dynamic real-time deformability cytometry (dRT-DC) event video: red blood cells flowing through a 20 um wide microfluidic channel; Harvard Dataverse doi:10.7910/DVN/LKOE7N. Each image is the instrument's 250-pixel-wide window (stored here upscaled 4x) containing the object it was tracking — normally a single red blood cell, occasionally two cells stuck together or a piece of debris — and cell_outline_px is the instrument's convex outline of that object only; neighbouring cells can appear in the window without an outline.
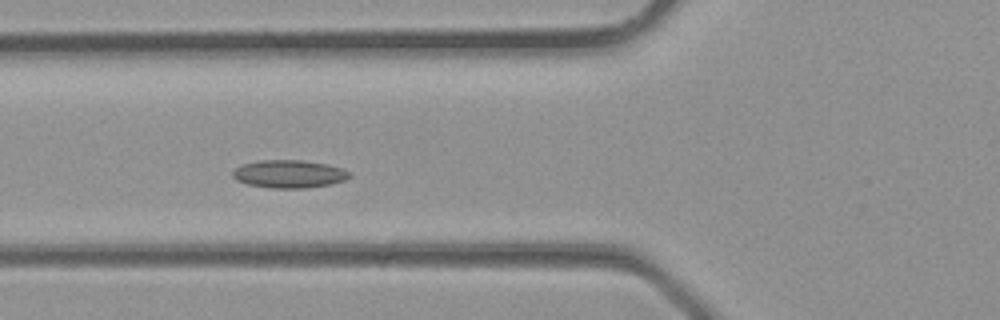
{"species": "common noctule bat (a hibernating species)", "species_latin": "Nyctalus noctula", "temperature_condition": "room temperature", "stored_images_in_passage": 13, "camera_frame_rate_fps": 3000, "um_per_image_px": 0.085, "animal": {"sex": "male", "body_mass_g": 23.1, "forearm_length_mm": 52.7}, "frame": {"image": 1, "passage_image": 11, "time_ms": 3.333, "image_size_px": [1000, 320], "cell_outline_px": [[352, 176], [344, 180], [328, 184], [304, 188], [272, 188], [248, 184], [236, 180], [232, 176], [232, 172], [236, 168], [244, 164], [260, 160], [300, 160], [324, 164], [340, 168], [352, 172]], "centroid_in_image_um": [24.56, 14.79], "position_along_channel_um": 101.2, "area_um2": 18.73}}